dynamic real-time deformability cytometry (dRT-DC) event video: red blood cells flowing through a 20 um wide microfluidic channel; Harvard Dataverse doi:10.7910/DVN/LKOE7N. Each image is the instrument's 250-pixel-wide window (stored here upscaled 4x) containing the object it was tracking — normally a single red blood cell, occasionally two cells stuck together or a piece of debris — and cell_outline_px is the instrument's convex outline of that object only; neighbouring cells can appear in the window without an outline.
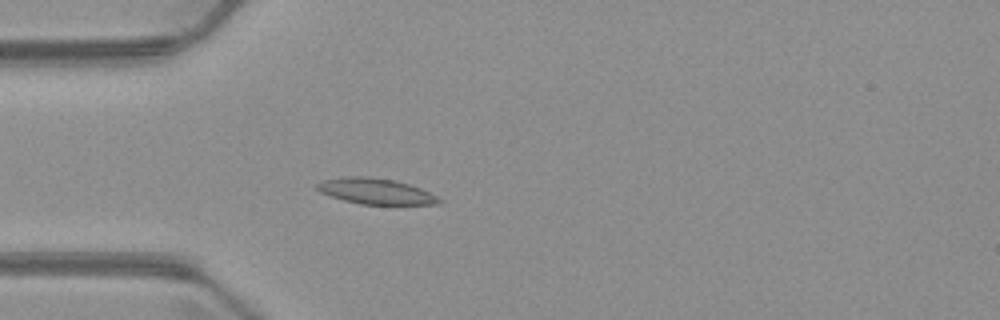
{"species": "common noctule bat (a hibernating species)", "species_latin": "Nyctalus noctula", "temperature_condition": "warm", "stored_images_in_passage": 4, "camera_frame_rate_fps": 3000, "um_per_image_px": 0.085, "animal": {"sex": "male", "body_mass_g": 23.1, "forearm_length_mm": 52.7}, "frame": {"image": 1, "passage_image": 4, "time_ms": 4.667, "image_size_px": [1000, 320], "cell_outline_px": [[444, 200], [440, 204], [360, 204], [328, 196], [320, 192], [316, 188], [316, 184], [324, 180], [344, 176], [368, 176], [396, 180], [420, 188]], "centroid_in_image_um": [31.91, 16.25], "position_along_channel_um": 53.1, "area_um2": 18.38}}